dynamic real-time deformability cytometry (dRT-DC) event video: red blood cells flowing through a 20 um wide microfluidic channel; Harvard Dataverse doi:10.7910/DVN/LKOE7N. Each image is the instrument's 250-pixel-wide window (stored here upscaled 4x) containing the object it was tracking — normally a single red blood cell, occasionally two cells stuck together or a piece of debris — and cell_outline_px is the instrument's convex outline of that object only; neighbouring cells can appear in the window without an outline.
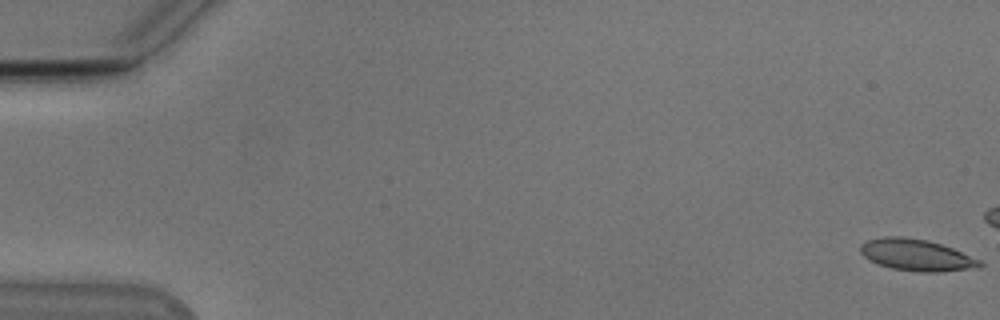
{"species": "Egyptian fruit bat (a non-hibernating species)", "species_latin": "Rousettus aegyptiacus", "temperature_condition": "cold", "stored_images_in_passage": 17, "camera_frame_rate_fps": 3000, "um_per_image_px": 0.085, "animal": {"sex": "male"}, "frame": {"image": 1, "passage_image": 1, "time_ms": 0.0, "image_size_px": [1000, 320], "cell_outline_px": [[984, 264], [980, 268], [940, 272], [920, 272], [892, 268], [868, 260], [860, 252], [860, 244], [868, 240], [884, 236], [904, 236], [928, 240], [952, 248], [980, 260]], "centroid_in_image_um": [77.91, 21.67], "position_along_channel_um": 7.1, "area_um2": 22.08}}